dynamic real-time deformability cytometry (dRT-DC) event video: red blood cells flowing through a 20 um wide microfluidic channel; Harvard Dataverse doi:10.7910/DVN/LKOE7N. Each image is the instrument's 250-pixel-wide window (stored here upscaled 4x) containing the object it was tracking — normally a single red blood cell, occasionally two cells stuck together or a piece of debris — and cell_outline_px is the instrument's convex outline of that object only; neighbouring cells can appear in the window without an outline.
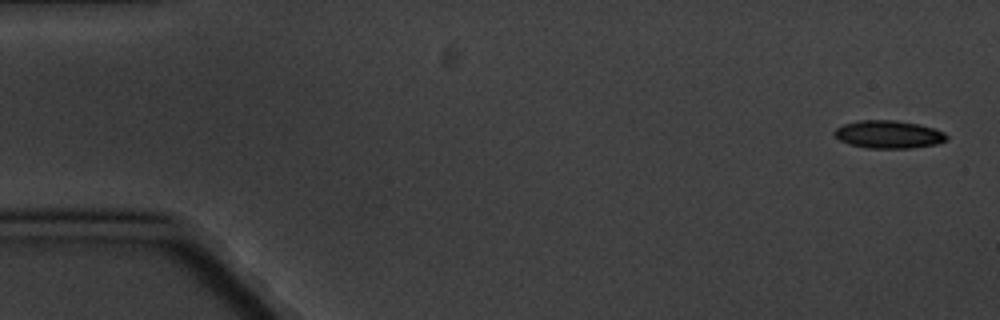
{"species": "common noctule bat (a hibernating species)", "species_latin": "Nyctalus noctula", "temperature_condition": "cold", "stored_images_in_passage": 5, "camera_frame_rate_fps": 3000, "um_per_image_px": 0.085, "animal": {"sex": "male", "body_mass_g": 20.1, "forearm_length_mm": 53.5}, "frame": {"image": 1, "passage_image": 1, "time_ms": 0.0, "image_size_px": [1000, 320], "cell_outline_px": [[948, 140], [936, 144], [912, 148], [868, 148], [848, 144], [840, 140], [832, 132], [836, 128], [844, 124], [860, 120], [892, 120], [920, 124], [944, 132], [948, 136]], "centroid_in_image_um": [75.53, 11.43], "position_along_channel_um": 9.5, "area_um2": 18.21}}
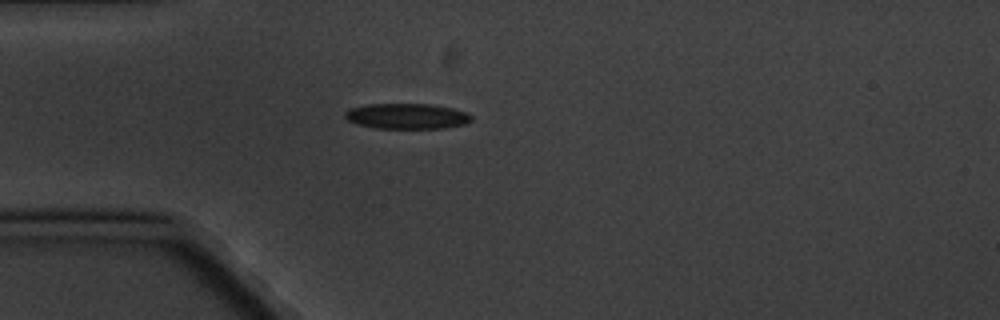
{"frame": {"image": 2, "passage_image": 5, "time_ms": 4.667, "image_size_px": [1000, 320], "cell_outline_px": [[472, 120], [464, 124], [444, 128], [376, 128], [360, 124], [348, 120], [344, 116], [344, 112], [348, 108], [368, 104], [428, 104], [452, 108], [468, 112], [472, 116]], "centroid_in_image_um": [34.59, 9.87], "position_along_channel_um": 50.4, "area_um2": 18.73}}